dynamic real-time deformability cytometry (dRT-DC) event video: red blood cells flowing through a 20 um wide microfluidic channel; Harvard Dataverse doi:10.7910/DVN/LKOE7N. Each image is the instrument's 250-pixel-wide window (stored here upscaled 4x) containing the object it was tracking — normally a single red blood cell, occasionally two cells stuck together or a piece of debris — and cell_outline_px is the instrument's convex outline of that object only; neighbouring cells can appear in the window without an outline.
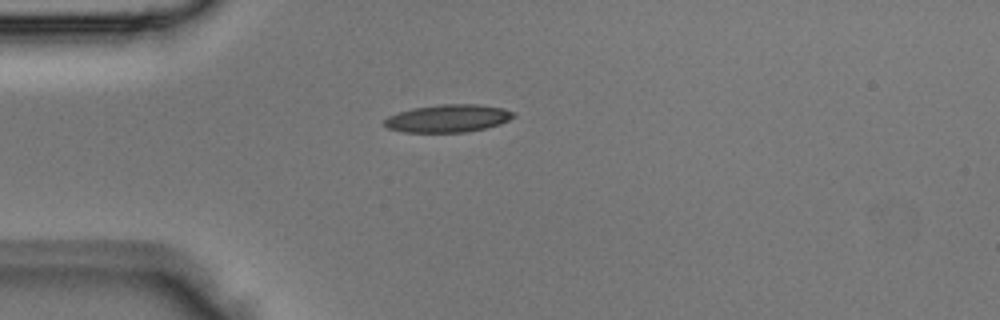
{"species": "Egyptian fruit bat (a non-hibernating species)", "species_latin": "Rousettus aegyptiacus", "temperature_condition": "room temperature", "stored_images_in_passage": 1, "camera_frame_rate_fps": 3000, "um_per_image_px": 0.085, "animal": {"sex": "male"}, "frame": {"image": 1, "passage_image": 1, "time_ms": 0.0, "image_size_px": [1000, 320], "cell_outline_px": [[516, 116], [500, 124], [484, 128], [464, 132], [404, 132], [388, 128], [384, 124], [384, 120], [388, 116], [412, 108], [444, 104], [480, 104], [504, 108], [516, 112]], "centroid_in_image_um": [38.12, 10.05], "position_along_channel_um": 46.9, "area_um2": 20.81}}